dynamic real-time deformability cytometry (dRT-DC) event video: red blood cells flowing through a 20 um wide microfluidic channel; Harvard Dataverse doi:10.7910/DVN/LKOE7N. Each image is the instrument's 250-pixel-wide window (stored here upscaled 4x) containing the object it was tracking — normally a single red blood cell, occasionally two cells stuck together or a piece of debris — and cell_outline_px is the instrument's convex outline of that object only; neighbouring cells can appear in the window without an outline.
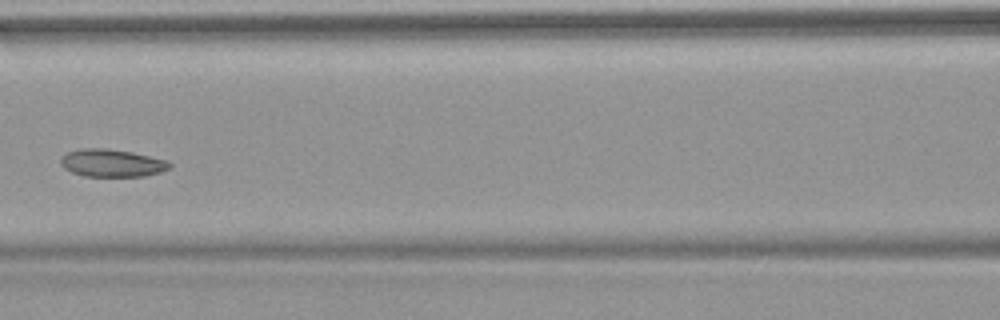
{"species": "common noctule bat (a hibernating species)", "species_latin": "Nyctalus noctula", "temperature_condition": "warm", "stored_images_in_passage": 7, "camera_frame_rate_fps": 3000, "um_per_image_px": 0.085, "animal": {"sex": "female", "body_mass_g": 18.4}, "frame": {"image": 1, "passage_image": 7, "time_ms": 7.333, "image_size_px": [1000, 320], "cell_outline_px": [[172, 164], [168, 168], [160, 172], [144, 176], [84, 176], [72, 172], [64, 168], [60, 164], [60, 160], [68, 152], [84, 148], [104, 148], [132, 152], [168, 160]], "centroid_in_image_um": [9.52, 13.86], "position_along_channel_um": 157.1, "area_um2": 17.4}}